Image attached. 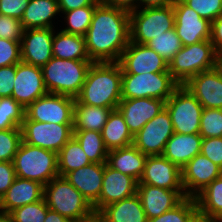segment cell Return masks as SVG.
Returning a JSON list of instances; mask_svg holds the SVG:
<instances>
[{
	"mask_svg": "<svg viewBox=\"0 0 222 222\" xmlns=\"http://www.w3.org/2000/svg\"><path fill=\"white\" fill-rule=\"evenodd\" d=\"M84 37L92 62H119L130 42V12L101 2Z\"/></svg>",
	"mask_w": 222,
	"mask_h": 222,
	"instance_id": "obj_1",
	"label": "cell"
},
{
	"mask_svg": "<svg viewBox=\"0 0 222 222\" xmlns=\"http://www.w3.org/2000/svg\"><path fill=\"white\" fill-rule=\"evenodd\" d=\"M122 68L119 62H93L87 71L79 103L117 109L121 98Z\"/></svg>",
	"mask_w": 222,
	"mask_h": 222,
	"instance_id": "obj_2",
	"label": "cell"
},
{
	"mask_svg": "<svg viewBox=\"0 0 222 222\" xmlns=\"http://www.w3.org/2000/svg\"><path fill=\"white\" fill-rule=\"evenodd\" d=\"M43 198L49 209L70 221L81 222L95 215L93 207L65 176L58 175L46 184Z\"/></svg>",
	"mask_w": 222,
	"mask_h": 222,
	"instance_id": "obj_3",
	"label": "cell"
},
{
	"mask_svg": "<svg viewBox=\"0 0 222 222\" xmlns=\"http://www.w3.org/2000/svg\"><path fill=\"white\" fill-rule=\"evenodd\" d=\"M92 61L63 60L52 57L42 67L43 79L48 93L76 98L85 82Z\"/></svg>",
	"mask_w": 222,
	"mask_h": 222,
	"instance_id": "obj_4",
	"label": "cell"
},
{
	"mask_svg": "<svg viewBox=\"0 0 222 222\" xmlns=\"http://www.w3.org/2000/svg\"><path fill=\"white\" fill-rule=\"evenodd\" d=\"M16 176L48 184L59 175L57 153L21 142L13 160Z\"/></svg>",
	"mask_w": 222,
	"mask_h": 222,
	"instance_id": "obj_5",
	"label": "cell"
},
{
	"mask_svg": "<svg viewBox=\"0 0 222 222\" xmlns=\"http://www.w3.org/2000/svg\"><path fill=\"white\" fill-rule=\"evenodd\" d=\"M218 56L210 40L183 46L169 62V72L179 85H184L194 75L215 68Z\"/></svg>",
	"mask_w": 222,
	"mask_h": 222,
	"instance_id": "obj_6",
	"label": "cell"
},
{
	"mask_svg": "<svg viewBox=\"0 0 222 222\" xmlns=\"http://www.w3.org/2000/svg\"><path fill=\"white\" fill-rule=\"evenodd\" d=\"M179 84L169 70L159 73L122 74V99L154 98L165 102Z\"/></svg>",
	"mask_w": 222,
	"mask_h": 222,
	"instance_id": "obj_7",
	"label": "cell"
},
{
	"mask_svg": "<svg viewBox=\"0 0 222 222\" xmlns=\"http://www.w3.org/2000/svg\"><path fill=\"white\" fill-rule=\"evenodd\" d=\"M173 4L130 12V41L146 45L154 37L174 29Z\"/></svg>",
	"mask_w": 222,
	"mask_h": 222,
	"instance_id": "obj_8",
	"label": "cell"
},
{
	"mask_svg": "<svg viewBox=\"0 0 222 222\" xmlns=\"http://www.w3.org/2000/svg\"><path fill=\"white\" fill-rule=\"evenodd\" d=\"M174 133L199 134L203 106L184 85H179L165 102Z\"/></svg>",
	"mask_w": 222,
	"mask_h": 222,
	"instance_id": "obj_9",
	"label": "cell"
},
{
	"mask_svg": "<svg viewBox=\"0 0 222 222\" xmlns=\"http://www.w3.org/2000/svg\"><path fill=\"white\" fill-rule=\"evenodd\" d=\"M74 124L37 122L24 117L21 130L26 144L58 153L73 137Z\"/></svg>",
	"mask_w": 222,
	"mask_h": 222,
	"instance_id": "obj_10",
	"label": "cell"
},
{
	"mask_svg": "<svg viewBox=\"0 0 222 222\" xmlns=\"http://www.w3.org/2000/svg\"><path fill=\"white\" fill-rule=\"evenodd\" d=\"M75 98L47 93L25 109L29 120L56 124H74Z\"/></svg>",
	"mask_w": 222,
	"mask_h": 222,
	"instance_id": "obj_11",
	"label": "cell"
},
{
	"mask_svg": "<svg viewBox=\"0 0 222 222\" xmlns=\"http://www.w3.org/2000/svg\"><path fill=\"white\" fill-rule=\"evenodd\" d=\"M173 134L170 115L164 108L134 135L133 145L146 156L162 155Z\"/></svg>",
	"mask_w": 222,
	"mask_h": 222,
	"instance_id": "obj_12",
	"label": "cell"
},
{
	"mask_svg": "<svg viewBox=\"0 0 222 222\" xmlns=\"http://www.w3.org/2000/svg\"><path fill=\"white\" fill-rule=\"evenodd\" d=\"M119 64L122 74L159 73L169 70V64L147 45L129 42Z\"/></svg>",
	"mask_w": 222,
	"mask_h": 222,
	"instance_id": "obj_13",
	"label": "cell"
},
{
	"mask_svg": "<svg viewBox=\"0 0 222 222\" xmlns=\"http://www.w3.org/2000/svg\"><path fill=\"white\" fill-rule=\"evenodd\" d=\"M173 10L175 17L174 29L183 46L210 40L211 22L209 20L202 18L183 2L174 3Z\"/></svg>",
	"mask_w": 222,
	"mask_h": 222,
	"instance_id": "obj_14",
	"label": "cell"
},
{
	"mask_svg": "<svg viewBox=\"0 0 222 222\" xmlns=\"http://www.w3.org/2000/svg\"><path fill=\"white\" fill-rule=\"evenodd\" d=\"M48 93L41 67L33 66L25 62L16 64V76L12 98L24 109L38 98Z\"/></svg>",
	"mask_w": 222,
	"mask_h": 222,
	"instance_id": "obj_15",
	"label": "cell"
},
{
	"mask_svg": "<svg viewBox=\"0 0 222 222\" xmlns=\"http://www.w3.org/2000/svg\"><path fill=\"white\" fill-rule=\"evenodd\" d=\"M181 173L186 197L195 198L213 180L222 175V169L199 153L181 169Z\"/></svg>",
	"mask_w": 222,
	"mask_h": 222,
	"instance_id": "obj_16",
	"label": "cell"
},
{
	"mask_svg": "<svg viewBox=\"0 0 222 222\" xmlns=\"http://www.w3.org/2000/svg\"><path fill=\"white\" fill-rule=\"evenodd\" d=\"M138 184L184 191L181 169L163 155L147 156L144 172Z\"/></svg>",
	"mask_w": 222,
	"mask_h": 222,
	"instance_id": "obj_17",
	"label": "cell"
},
{
	"mask_svg": "<svg viewBox=\"0 0 222 222\" xmlns=\"http://www.w3.org/2000/svg\"><path fill=\"white\" fill-rule=\"evenodd\" d=\"M138 182L104 163L102 189L98 202L93 206L95 214L109 204L136 194Z\"/></svg>",
	"mask_w": 222,
	"mask_h": 222,
	"instance_id": "obj_18",
	"label": "cell"
},
{
	"mask_svg": "<svg viewBox=\"0 0 222 222\" xmlns=\"http://www.w3.org/2000/svg\"><path fill=\"white\" fill-rule=\"evenodd\" d=\"M53 36V28L24 30L20 42L22 62L41 68L47 64L53 57Z\"/></svg>",
	"mask_w": 222,
	"mask_h": 222,
	"instance_id": "obj_19",
	"label": "cell"
},
{
	"mask_svg": "<svg viewBox=\"0 0 222 222\" xmlns=\"http://www.w3.org/2000/svg\"><path fill=\"white\" fill-rule=\"evenodd\" d=\"M164 108L165 101L154 98L122 99L117 106L133 136Z\"/></svg>",
	"mask_w": 222,
	"mask_h": 222,
	"instance_id": "obj_20",
	"label": "cell"
},
{
	"mask_svg": "<svg viewBox=\"0 0 222 222\" xmlns=\"http://www.w3.org/2000/svg\"><path fill=\"white\" fill-rule=\"evenodd\" d=\"M184 86L203 108L222 109V76L216 67L194 75Z\"/></svg>",
	"mask_w": 222,
	"mask_h": 222,
	"instance_id": "obj_21",
	"label": "cell"
},
{
	"mask_svg": "<svg viewBox=\"0 0 222 222\" xmlns=\"http://www.w3.org/2000/svg\"><path fill=\"white\" fill-rule=\"evenodd\" d=\"M147 219L158 217L174 208L185 197L184 191H175L147 184H137V192Z\"/></svg>",
	"mask_w": 222,
	"mask_h": 222,
	"instance_id": "obj_22",
	"label": "cell"
},
{
	"mask_svg": "<svg viewBox=\"0 0 222 222\" xmlns=\"http://www.w3.org/2000/svg\"><path fill=\"white\" fill-rule=\"evenodd\" d=\"M104 175V163H90L70 171L65 178L93 207L99 199Z\"/></svg>",
	"mask_w": 222,
	"mask_h": 222,
	"instance_id": "obj_23",
	"label": "cell"
},
{
	"mask_svg": "<svg viewBox=\"0 0 222 222\" xmlns=\"http://www.w3.org/2000/svg\"><path fill=\"white\" fill-rule=\"evenodd\" d=\"M44 185L37 181L16 177L0 199V212L10 213L15 208L43 199Z\"/></svg>",
	"mask_w": 222,
	"mask_h": 222,
	"instance_id": "obj_24",
	"label": "cell"
},
{
	"mask_svg": "<svg viewBox=\"0 0 222 222\" xmlns=\"http://www.w3.org/2000/svg\"><path fill=\"white\" fill-rule=\"evenodd\" d=\"M200 134L174 133L165 145L163 156L182 169L201 151Z\"/></svg>",
	"mask_w": 222,
	"mask_h": 222,
	"instance_id": "obj_25",
	"label": "cell"
},
{
	"mask_svg": "<svg viewBox=\"0 0 222 222\" xmlns=\"http://www.w3.org/2000/svg\"><path fill=\"white\" fill-rule=\"evenodd\" d=\"M146 159L147 156L132 144L127 147L109 150L106 164L139 182L144 172Z\"/></svg>",
	"mask_w": 222,
	"mask_h": 222,
	"instance_id": "obj_26",
	"label": "cell"
},
{
	"mask_svg": "<svg viewBox=\"0 0 222 222\" xmlns=\"http://www.w3.org/2000/svg\"><path fill=\"white\" fill-rule=\"evenodd\" d=\"M61 15L58 0H30L21 23L24 30L37 28L57 29L55 19ZM54 23V24H53ZM56 27V28H55Z\"/></svg>",
	"mask_w": 222,
	"mask_h": 222,
	"instance_id": "obj_27",
	"label": "cell"
},
{
	"mask_svg": "<svg viewBox=\"0 0 222 222\" xmlns=\"http://www.w3.org/2000/svg\"><path fill=\"white\" fill-rule=\"evenodd\" d=\"M97 215L104 222H148L137 194L107 205Z\"/></svg>",
	"mask_w": 222,
	"mask_h": 222,
	"instance_id": "obj_28",
	"label": "cell"
},
{
	"mask_svg": "<svg viewBox=\"0 0 222 222\" xmlns=\"http://www.w3.org/2000/svg\"><path fill=\"white\" fill-rule=\"evenodd\" d=\"M55 30L52 43L54 57L63 60L91 61L86 50L84 36L66 33L58 28Z\"/></svg>",
	"mask_w": 222,
	"mask_h": 222,
	"instance_id": "obj_29",
	"label": "cell"
},
{
	"mask_svg": "<svg viewBox=\"0 0 222 222\" xmlns=\"http://www.w3.org/2000/svg\"><path fill=\"white\" fill-rule=\"evenodd\" d=\"M101 134L108 150L127 147L132 145L134 141V136L129 131L123 115L118 109L111 111Z\"/></svg>",
	"mask_w": 222,
	"mask_h": 222,
	"instance_id": "obj_30",
	"label": "cell"
},
{
	"mask_svg": "<svg viewBox=\"0 0 222 222\" xmlns=\"http://www.w3.org/2000/svg\"><path fill=\"white\" fill-rule=\"evenodd\" d=\"M113 109L79 103L75 99L74 130H92L100 132Z\"/></svg>",
	"mask_w": 222,
	"mask_h": 222,
	"instance_id": "obj_31",
	"label": "cell"
},
{
	"mask_svg": "<svg viewBox=\"0 0 222 222\" xmlns=\"http://www.w3.org/2000/svg\"><path fill=\"white\" fill-rule=\"evenodd\" d=\"M197 210L202 216L219 221L222 219V175L213 180L196 197Z\"/></svg>",
	"mask_w": 222,
	"mask_h": 222,
	"instance_id": "obj_32",
	"label": "cell"
},
{
	"mask_svg": "<svg viewBox=\"0 0 222 222\" xmlns=\"http://www.w3.org/2000/svg\"><path fill=\"white\" fill-rule=\"evenodd\" d=\"M59 176L90 164V160L78 141L72 137L57 153Z\"/></svg>",
	"mask_w": 222,
	"mask_h": 222,
	"instance_id": "obj_33",
	"label": "cell"
},
{
	"mask_svg": "<svg viewBox=\"0 0 222 222\" xmlns=\"http://www.w3.org/2000/svg\"><path fill=\"white\" fill-rule=\"evenodd\" d=\"M73 137L78 141L91 163H106L108 149L102 134L92 130H74Z\"/></svg>",
	"mask_w": 222,
	"mask_h": 222,
	"instance_id": "obj_34",
	"label": "cell"
},
{
	"mask_svg": "<svg viewBox=\"0 0 222 222\" xmlns=\"http://www.w3.org/2000/svg\"><path fill=\"white\" fill-rule=\"evenodd\" d=\"M96 7L97 6H85L60 13L63 14V16L60 15V17H64L63 19L65 24L62 23V25L65 26L62 29H59L66 33L85 36L91 24Z\"/></svg>",
	"mask_w": 222,
	"mask_h": 222,
	"instance_id": "obj_35",
	"label": "cell"
},
{
	"mask_svg": "<svg viewBox=\"0 0 222 222\" xmlns=\"http://www.w3.org/2000/svg\"><path fill=\"white\" fill-rule=\"evenodd\" d=\"M146 45L160 55L168 64L183 47L175 29L154 37Z\"/></svg>",
	"mask_w": 222,
	"mask_h": 222,
	"instance_id": "obj_36",
	"label": "cell"
},
{
	"mask_svg": "<svg viewBox=\"0 0 222 222\" xmlns=\"http://www.w3.org/2000/svg\"><path fill=\"white\" fill-rule=\"evenodd\" d=\"M25 109L12 97L0 98V130L21 128Z\"/></svg>",
	"mask_w": 222,
	"mask_h": 222,
	"instance_id": "obj_37",
	"label": "cell"
},
{
	"mask_svg": "<svg viewBox=\"0 0 222 222\" xmlns=\"http://www.w3.org/2000/svg\"><path fill=\"white\" fill-rule=\"evenodd\" d=\"M197 213L195 198L185 197L174 208L164 212L158 217L148 219V222H190Z\"/></svg>",
	"mask_w": 222,
	"mask_h": 222,
	"instance_id": "obj_38",
	"label": "cell"
},
{
	"mask_svg": "<svg viewBox=\"0 0 222 222\" xmlns=\"http://www.w3.org/2000/svg\"><path fill=\"white\" fill-rule=\"evenodd\" d=\"M199 134L203 138L222 137V109L203 108Z\"/></svg>",
	"mask_w": 222,
	"mask_h": 222,
	"instance_id": "obj_39",
	"label": "cell"
},
{
	"mask_svg": "<svg viewBox=\"0 0 222 222\" xmlns=\"http://www.w3.org/2000/svg\"><path fill=\"white\" fill-rule=\"evenodd\" d=\"M48 209L43 198L38 202L15 208L9 214L13 222H44Z\"/></svg>",
	"mask_w": 222,
	"mask_h": 222,
	"instance_id": "obj_40",
	"label": "cell"
},
{
	"mask_svg": "<svg viewBox=\"0 0 222 222\" xmlns=\"http://www.w3.org/2000/svg\"><path fill=\"white\" fill-rule=\"evenodd\" d=\"M22 141L21 128L0 130V161L13 162Z\"/></svg>",
	"mask_w": 222,
	"mask_h": 222,
	"instance_id": "obj_41",
	"label": "cell"
},
{
	"mask_svg": "<svg viewBox=\"0 0 222 222\" xmlns=\"http://www.w3.org/2000/svg\"><path fill=\"white\" fill-rule=\"evenodd\" d=\"M183 3L210 22L222 14V0H185Z\"/></svg>",
	"mask_w": 222,
	"mask_h": 222,
	"instance_id": "obj_42",
	"label": "cell"
},
{
	"mask_svg": "<svg viewBox=\"0 0 222 222\" xmlns=\"http://www.w3.org/2000/svg\"><path fill=\"white\" fill-rule=\"evenodd\" d=\"M21 41L0 38V67L21 62Z\"/></svg>",
	"mask_w": 222,
	"mask_h": 222,
	"instance_id": "obj_43",
	"label": "cell"
},
{
	"mask_svg": "<svg viewBox=\"0 0 222 222\" xmlns=\"http://www.w3.org/2000/svg\"><path fill=\"white\" fill-rule=\"evenodd\" d=\"M23 26L19 19L0 15V38L21 41Z\"/></svg>",
	"mask_w": 222,
	"mask_h": 222,
	"instance_id": "obj_44",
	"label": "cell"
},
{
	"mask_svg": "<svg viewBox=\"0 0 222 222\" xmlns=\"http://www.w3.org/2000/svg\"><path fill=\"white\" fill-rule=\"evenodd\" d=\"M200 153L222 169V137L203 138Z\"/></svg>",
	"mask_w": 222,
	"mask_h": 222,
	"instance_id": "obj_45",
	"label": "cell"
},
{
	"mask_svg": "<svg viewBox=\"0 0 222 222\" xmlns=\"http://www.w3.org/2000/svg\"><path fill=\"white\" fill-rule=\"evenodd\" d=\"M30 0H0V15L21 21Z\"/></svg>",
	"mask_w": 222,
	"mask_h": 222,
	"instance_id": "obj_46",
	"label": "cell"
},
{
	"mask_svg": "<svg viewBox=\"0 0 222 222\" xmlns=\"http://www.w3.org/2000/svg\"><path fill=\"white\" fill-rule=\"evenodd\" d=\"M15 76L16 65L0 67V98L12 97Z\"/></svg>",
	"mask_w": 222,
	"mask_h": 222,
	"instance_id": "obj_47",
	"label": "cell"
},
{
	"mask_svg": "<svg viewBox=\"0 0 222 222\" xmlns=\"http://www.w3.org/2000/svg\"><path fill=\"white\" fill-rule=\"evenodd\" d=\"M13 162L0 161V199L16 179Z\"/></svg>",
	"mask_w": 222,
	"mask_h": 222,
	"instance_id": "obj_48",
	"label": "cell"
},
{
	"mask_svg": "<svg viewBox=\"0 0 222 222\" xmlns=\"http://www.w3.org/2000/svg\"><path fill=\"white\" fill-rule=\"evenodd\" d=\"M210 42L218 55H222V14L211 22Z\"/></svg>",
	"mask_w": 222,
	"mask_h": 222,
	"instance_id": "obj_49",
	"label": "cell"
},
{
	"mask_svg": "<svg viewBox=\"0 0 222 222\" xmlns=\"http://www.w3.org/2000/svg\"><path fill=\"white\" fill-rule=\"evenodd\" d=\"M100 3L101 0H58L60 13L85 6H98Z\"/></svg>",
	"mask_w": 222,
	"mask_h": 222,
	"instance_id": "obj_50",
	"label": "cell"
},
{
	"mask_svg": "<svg viewBox=\"0 0 222 222\" xmlns=\"http://www.w3.org/2000/svg\"><path fill=\"white\" fill-rule=\"evenodd\" d=\"M101 2L109 7L123 9L132 12L138 9L139 0H101Z\"/></svg>",
	"mask_w": 222,
	"mask_h": 222,
	"instance_id": "obj_51",
	"label": "cell"
},
{
	"mask_svg": "<svg viewBox=\"0 0 222 222\" xmlns=\"http://www.w3.org/2000/svg\"><path fill=\"white\" fill-rule=\"evenodd\" d=\"M173 4L172 0H139L138 9L166 7Z\"/></svg>",
	"mask_w": 222,
	"mask_h": 222,
	"instance_id": "obj_52",
	"label": "cell"
},
{
	"mask_svg": "<svg viewBox=\"0 0 222 222\" xmlns=\"http://www.w3.org/2000/svg\"><path fill=\"white\" fill-rule=\"evenodd\" d=\"M44 222H70V220L58 212L48 209Z\"/></svg>",
	"mask_w": 222,
	"mask_h": 222,
	"instance_id": "obj_53",
	"label": "cell"
},
{
	"mask_svg": "<svg viewBox=\"0 0 222 222\" xmlns=\"http://www.w3.org/2000/svg\"><path fill=\"white\" fill-rule=\"evenodd\" d=\"M190 222H218L216 220L210 219L208 217L202 216L199 213H197Z\"/></svg>",
	"mask_w": 222,
	"mask_h": 222,
	"instance_id": "obj_54",
	"label": "cell"
},
{
	"mask_svg": "<svg viewBox=\"0 0 222 222\" xmlns=\"http://www.w3.org/2000/svg\"><path fill=\"white\" fill-rule=\"evenodd\" d=\"M0 222H13L10 214L0 212Z\"/></svg>",
	"mask_w": 222,
	"mask_h": 222,
	"instance_id": "obj_55",
	"label": "cell"
},
{
	"mask_svg": "<svg viewBox=\"0 0 222 222\" xmlns=\"http://www.w3.org/2000/svg\"><path fill=\"white\" fill-rule=\"evenodd\" d=\"M215 67L218 69L219 73L222 76V55L218 56L217 64Z\"/></svg>",
	"mask_w": 222,
	"mask_h": 222,
	"instance_id": "obj_56",
	"label": "cell"
},
{
	"mask_svg": "<svg viewBox=\"0 0 222 222\" xmlns=\"http://www.w3.org/2000/svg\"><path fill=\"white\" fill-rule=\"evenodd\" d=\"M81 222H104V221L97 214H95L90 219Z\"/></svg>",
	"mask_w": 222,
	"mask_h": 222,
	"instance_id": "obj_57",
	"label": "cell"
},
{
	"mask_svg": "<svg viewBox=\"0 0 222 222\" xmlns=\"http://www.w3.org/2000/svg\"><path fill=\"white\" fill-rule=\"evenodd\" d=\"M185 0H172V3L184 2Z\"/></svg>",
	"mask_w": 222,
	"mask_h": 222,
	"instance_id": "obj_58",
	"label": "cell"
}]
</instances>
